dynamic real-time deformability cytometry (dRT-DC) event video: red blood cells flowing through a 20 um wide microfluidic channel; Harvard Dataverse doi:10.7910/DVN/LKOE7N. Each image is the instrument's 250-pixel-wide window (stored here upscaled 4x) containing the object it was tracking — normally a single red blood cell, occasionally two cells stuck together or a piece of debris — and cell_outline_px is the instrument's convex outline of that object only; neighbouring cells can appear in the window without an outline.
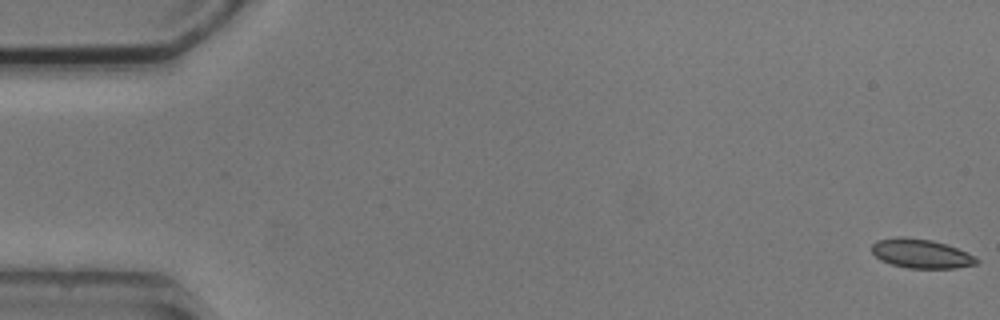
{"species": "common noctule bat (a hibernating species)", "species_latin": "Nyctalus noctula", "temperature_condition": "cold", "stored_images_in_passage": 6, "camera_frame_rate_fps": 3000, "um_per_image_px": 0.085, "animal": {"sex": "male", "body_mass_g": 20.5, "forearm_length_mm": 52.5}, "frame": {"image": 1, "passage_image": 1, "time_ms": 0.0, "image_size_px": [1000, 320], "cell_outline_px": [[980, 260], [976, 264], [956, 268], [908, 268], [892, 264], [880, 260], [872, 252], [872, 244], [876, 240], [900, 236], [932, 240], [968, 252], [976, 256]], "centroid_in_image_um": [78.3, 21.55], "position_along_channel_um": 6.7, "area_um2": 17.8}}
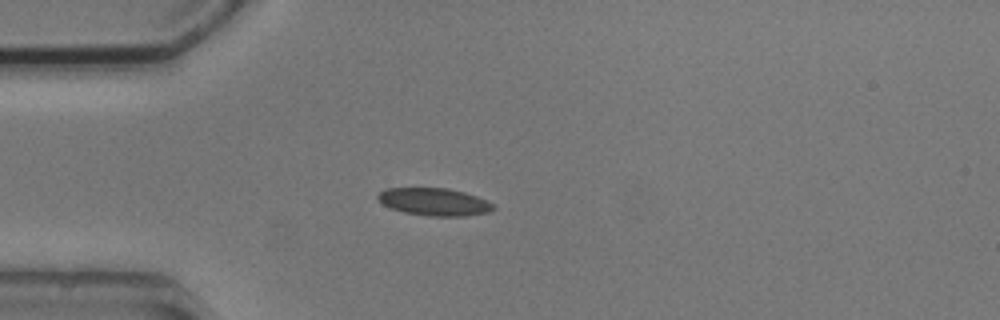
{"frame": {"image": 2, "passage_image": 5, "time_ms": 4.667, "image_size_px": [1000, 320], "cell_outline_px": [[496, 208], [488, 212], [464, 216], [428, 216], [404, 212], [392, 208], [384, 204], [376, 196], [380, 192], [388, 188], [448, 188], [464, 192], [476, 196], [492, 204]], "centroid_in_image_um": [36.91, 17.15], "position_along_channel_um": 48.1, "area_um2": 18.26}}